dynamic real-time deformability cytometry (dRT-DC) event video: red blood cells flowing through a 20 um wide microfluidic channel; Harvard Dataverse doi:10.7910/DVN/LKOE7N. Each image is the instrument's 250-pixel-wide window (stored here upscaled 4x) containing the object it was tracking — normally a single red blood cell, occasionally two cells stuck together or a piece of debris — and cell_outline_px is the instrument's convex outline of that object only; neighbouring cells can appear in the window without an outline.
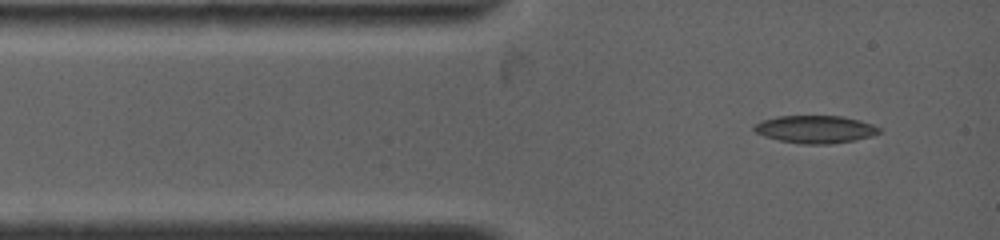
{"species": "common noctule bat (a hibernating species)", "species_latin": "Nyctalus noctula", "temperature_condition": "warm", "stored_images_in_passage": 3, "segment_of_instrument_passage": [2, 2], "camera_frame_rate_fps": 4500, "um_per_image_px": 0.085, "animal": {"sex": "female", "body_mass_g": 19.0, "forearm_length_mm": 53.3}, "frame": {"image": 1, "passage_image": 3, "time_ms": 2.444, "image_size_px": [1000, 240], "cell_outline_px": [[880, 132], [872, 136], [852, 140], [828, 144], [804, 144], [780, 140], [764, 136], [756, 132], [752, 128], [752, 124], [776, 116], [844, 116], [860, 120], [872, 124], [880, 128]], "centroid_in_image_um": [69.28, 10.98], "position_along_channel_um": 15.7, "area_um2": 20.06}}